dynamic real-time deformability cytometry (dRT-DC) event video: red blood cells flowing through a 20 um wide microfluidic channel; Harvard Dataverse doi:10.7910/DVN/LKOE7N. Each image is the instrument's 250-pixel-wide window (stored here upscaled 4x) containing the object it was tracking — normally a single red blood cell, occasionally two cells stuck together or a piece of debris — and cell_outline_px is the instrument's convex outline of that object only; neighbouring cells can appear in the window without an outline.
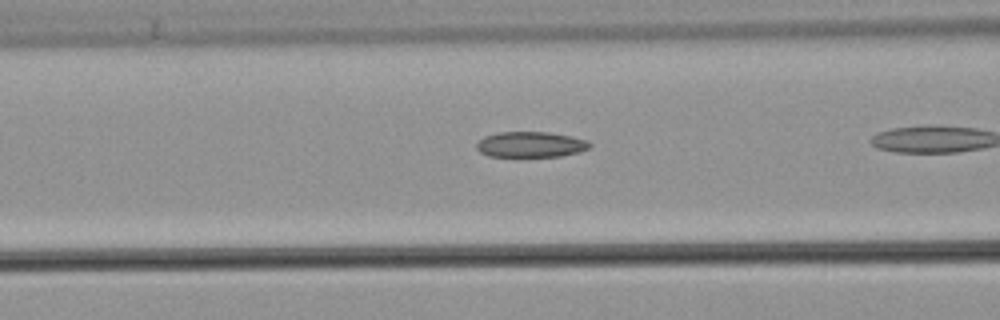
{"species": "common noctule bat (a hibernating species)", "species_latin": "Nyctalus noctula", "temperature_condition": "warm", "stored_images_in_passage": 19, "camera_frame_rate_fps": 3000, "um_per_image_px": 0.085, "animal": {"sex": "male", "body_mass_g": 21.5, "forearm_length_mm": 52.0}, "frame": {"image": 1, "passage_image": 6, "time_ms": 1.667, "image_size_px": [1000, 320], "cell_outline_px": [[592, 144], [588, 148], [576, 152], [560, 156], [488, 156], [480, 152], [476, 148], [476, 144], [484, 136], [496, 132], [548, 132], [572, 136], [588, 140]], "centroid_in_image_um": [45.09, 12.27], "position_along_channel_um": 121.5, "area_um2": 16.82}}